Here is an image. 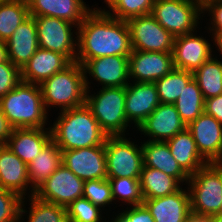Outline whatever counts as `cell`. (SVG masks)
Instances as JSON below:
<instances>
[{
  "mask_svg": "<svg viewBox=\"0 0 222 222\" xmlns=\"http://www.w3.org/2000/svg\"><path fill=\"white\" fill-rule=\"evenodd\" d=\"M82 66L85 74L86 89H92V85L96 84V82V86L99 87L100 85V88L125 87L130 82L129 56L109 55L94 58L86 60ZM92 81H95V83Z\"/></svg>",
  "mask_w": 222,
  "mask_h": 222,
  "instance_id": "obj_12",
  "label": "cell"
},
{
  "mask_svg": "<svg viewBox=\"0 0 222 222\" xmlns=\"http://www.w3.org/2000/svg\"><path fill=\"white\" fill-rule=\"evenodd\" d=\"M14 1H17V0H0V3H4V2H14Z\"/></svg>",
  "mask_w": 222,
  "mask_h": 222,
  "instance_id": "obj_50",
  "label": "cell"
},
{
  "mask_svg": "<svg viewBox=\"0 0 222 222\" xmlns=\"http://www.w3.org/2000/svg\"><path fill=\"white\" fill-rule=\"evenodd\" d=\"M120 0H104L102 3L106 4L105 7H97L92 5L91 7L93 11L100 12V13H108Z\"/></svg>",
  "mask_w": 222,
  "mask_h": 222,
  "instance_id": "obj_45",
  "label": "cell"
},
{
  "mask_svg": "<svg viewBox=\"0 0 222 222\" xmlns=\"http://www.w3.org/2000/svg\"><path fill=\"white\" fill-rule=\"evenodd\" d=\"M191 212L207 217L222 213V163H208L187 182Z\"/></svg>",
  "mask_w": 222,
  "mask_h": 222,
  "instance_id": "obj_6",
  "label": "cell"
},
{
  "mask_svg": "<svg viewBox=\"0 0 222 222\" xmlns=\"http://www.w3.org/2000/svg\"><path fill=\"white\" fill-rule=\"evenodd\" d=\"M83 197L90 200L94 205L99 206L110 215L114 207L111 185L108 179H94L84 181ZM109 210V211H108Z\"/></svg>",
  "mask_w": 222,
  "mask_h": 222,
  "instance_id": "obj_35",
  "label": "cell"
},
{
  "mask_svg": "<svg viewBox=\"0 0 222 222\" xmlns=\"http://www.w3.org/2000/svg\"><path fill=\"white\" fill-rule=\"evenodd\" d=\"M160 104L154 82H129L126 86L125 114L133 133Z\"/></svg>",
  "mask_w": 222,
  "mask_h": 222,
  "instance_id": "obj_15",
  "label": "cell"
},
{
  "mask_svg": "<svg viewBox=\"0 0 222 222\" xmlns=\"http://www.w3.org/2000/svg\"><path fill=\"white\" fill-rule=\"evenodd\" d=\"M39 48L65 55L76 62L78 26L60 18L34 17Z\"/></svg>",
  "mask_w": 222,
  "mask_h": 222,
  "instance_id": "obj_9",
  "label": "cell"
},
{
  "mask_svg": "<svg viewBox=\"0 0 222 222\" xmlns=\"http://www.w3.org/2000/svg\"><path fill=\"white\" fill-rule=\"evenodd\" d=\"M57 113L50 130L61 151L104 145L107 135L86 104Z\"/></svg>",
  "mask_w": 222,
  "mask_h": 222,
  "instance_id": "obj_2",
  "label": "cell"
},
{
  "mask_svg": "<svg viewBox=\"0 0 222 222\" xmlns=\"http://www.w3.org/2000/svg\"><path fill=\"white\" fill-rule=\"evenodd\" d=\"M186 127L174 104L160 103L135 134H141L145 140L165 142Z\"/></svg>",
  "mask_w": 222,
  "mask_h": 222,
  "instance_id": "obj_16",
  "label": "cell"
},
{
  "mask_svg": "<svg viewBox=\"0 0 222 222\" xmlns=\"http://www.w3.org/2000/svg\"><path fill=\"white\" fill-rule=\"evenodd\" d=\"M202 27L201 25L198 31L196 30L193 33L175 37L172 54L176 69L193 73L214 55L213 35L206 28H204L203 33H200L201 30H204ZM205 32L208 33L209 37L211 35V40L208 39Z\"/></svg>",
  "mask_w": 222,
  "mask_h": 222,
  "instance_id": "obj_10",
  "label": "cell"
},
{
  "mask_svg": "<svg viewBox=\"0 0 222 222\" xmlns=\"http://www.w3.org/2000/svg\"><path fill=\"white\" fill-rule=\"evenodd\" d=\"M0 108L13 129L50 128L52 113L45 109L38 84L20 81L0 98Z\"/></svg>",
  "mask_w": 222,
  "mask_h": 222,
  "instance_id": "obj_3",
  "label": "cell"
},
{
  "mask_svg": "<svg viewBox=\"0 0 222 222\" xmlns=\"http://www.w3.org/2000/svg\"><path fill=\"white\" fill-rule=\"evenodd\" d=\"M125 208V209H124ZM122 209V210H121ZM117 210L128 222H155L144 204L127 206Z\"/></svg>",
  "mask_w": 222,
  "mask_h": 222,
  "instance_id": "obj_41",
  "label": "cell"
},
{
  "mask_svg": "<svg viewBox=\"0 0 222 222\" xmlns=\"http://www.w3.org/2000/svg\"><path fill=\"white\" fill-rule=\"evenodd\" d=\"M86 90L85 104L107 136H126L131 132L125 114V87L94 88ZM128 129V130H127ZM130 131V132H129Z\"/></svg>",
  "mask_w": 222,
  "mask_h": 222,
  "instance_id": "obj_5",
  "label": "cell"
},
{
  "mask_svg": "<svg viewBox=\"0 0 222 222\" xmlns=\"http://www.w3.org/2000/svg\"><path fill=\"white\" fill-rule=\"evenodd\" d=\"M66 211L68 222H102L108 217L107 212L84 197L71 202Z\"/></svg>",
  "mask_w": 222,
  "mask_h": 222,
  "instance_id": "obj_36",
  "label": "cell"
},
{
  "mask_svg": "<svg viewBox=\"0 0 222 222\" xmlns=\"http://www.w3.org/2000/svg\"><path fill=\"white\" fill-rule=\"evenodd\" d=\"M132 44L127 21L91 11L78 26L76 62L112 56H129Z\"/></svg>",
  "mask_w": 222,
  "mask_h": 222,
  "instance_id": "obj_1",
  "label": "cell"
},
{
  "mask_svg": "<svg viewBox=\"0 0 222 222\" xmlns=\"http://www.w3.org/2000/svg\"><path fill=\"white\" fill-rule=\"evenodd\" d=\"M205 99L197 82L192 79L180 93L174 106L182 121L188 126L204 112Z\"/></svg>",
  "mask_w": 222,
  "mask_h": 222,
  "instance_id": "obj_31",
  "label": "cell"
},
{
  "mask_svg": "<svg viewBox=\"0 0 222 222\" xmlns=\"http://www.w3.org/2000/svg\"><path fill=\"white\" fill-rule=\"evenodd\" d=\"M30 16L60 18L79 26L92 11L84 0H27Z\"/></svg>",
  "mask_w": 222,
  "mask_h": 222,
  "instance_id": "obj_21",
  "label": "cell"
},
{
  "mask_svg": "<svg viewBox=\"0 0 222 222\" xmlns=\"http://www.w3.org/2000/svg\"><path fill=\"white\" fill-rule=\"evenodd\" d=\"M0 187L17 193L21 198L33 196L28 166L6 145H0Z\"/></svg>",
  "mask_w": 222,
  "mask_h": 222,
  "instance_id": "obj_19",
  "label": "cell"
},
{
  "mask_svg": "<svg viewBox=\"0 0 222 222\" xmlns=\"http://www.w3.org/2000/svg\"><path fill=\"white\" fill-rule=\"evenodd\" d=\"M12 127L0 108V145H5L12 132Z\"/></svg>",
  "mask_w": 222,
  "mask_h": 222,
  "instance_id": "obj_43",
  "label": "cell"
},
{
  "mask_svg": "<svg viewBox=\"0 0 222 222\" xmlns=\"http://www.w3.org/2000/svg\"><path fill=\"white\" fill-rule=\"evenodd\" d=\"M84 181L61 165L47 180L35 189L37 199L67 207L71 202L83 197Z\"/></svg>",
  "mask_w": 222,
  "mask_h": 222,
  "instance_id": "obj_13",
  "label": "cell"
},
{
  "mask_svg": "<svg viewBox=\"0 0 222 222\" xmlns=\"http://www.w3.org/2000/svg\"><path fill=\"white\" fill-rule=\"evenodd\" d=\"M18 222H68L66 207L41 201L35 196L25 197L20 204Z\"/></svg>",
  "mask_w": 222,
  "mask_h": 222,
  "instance_id": "obj_28",
  "label": "cell"
},
{
  "mask_svg": "<svg viewBox=\"0 0 222 222\" xmlns=\"http://www.w3.org/2000/svg\"><path fill=\"white\" fill-rule=\"evenodd\" d=\"M116 212L112 215H108L109 217H112L111 219L114 222H128L118 211Z\"/></svg>",
  "mask_w": 222,
  "mask_h": 222,
  "instance_id": "obj_48",
  "label": "cell"
},
{
  "mask_svg": "<svg viewBox=\"0 0 222 222\" xmlns=\"http://www.w3.org/2000/svg\"><path fill=\"white\" fill-rule=\"evenodd\" d=\"M128 67L131 82H155L175 68L172 53L156 51H132Z\"/></svg>",
  "mask_w": 222,
  "mask_h": 222,
  "instance_id": "obj_17",
  "label": "cell"
},
{
  "mask_svg": "<svg viewBox=\"0 0 222 222\" xmlns=\"http://www.w3.org/2000/svg\"><path fill=\"white\" fill-rule=\"evenodd\" d=\"M51 140L50 128H14L5 145L28 166Z\"/></svg>",
  "mask_w": 222,
  "mask_h": 222,
  "instance_id": "obj_22",
  "label": "cell"
},
{
  "mask_svg": "<svg viewBox=\"0 0 222 222\" xmlns=\"http://www.w3.org/2000/svg\"><path fill=\"white\" fill-rule=\"evenodd\" d=\"M108 219V220H107ZM110 219V220H109ZM107 220V221H106ZM102 222H114L110 217L105 218Z\"/></svg>",
  "mask_w": 222,
  "mask_h": 222,
  "instance_id": "obj_51",
  "label": "cell"
},
{
  "mask_svg": "<svg viewBox=\"0 0 222 222\" xmlns=\"http://www.w3.org/2000/svg\"><path fill=\"white\" fill-rule=\"evenodd\" d=\"M72 62L63 54L38 48L21 69V81L40 85Z\"/></svg>",
  "mask_w": 222,
  "mask_h": 222,
  "instance_id": "obj_23",
  "label": "cell"
},
{
  "mask_svg": "<svg viewBox=\"0 0 222 222\" xmlns=\"http://www.w3.org/2000/svg\"><path fill=\"white\" fill-rule=\"evenodd\" d=\"M131 136H107L104 143L107 178H140L144 165L142 148L139 139Z\"/></svg>",
  "mask_w": 222,
  "mask_h": 222,
  "instance_id": "obj_8",
  "label": "cell"
},
{
  "mask_svg": "<svg viewBox=\"0 0 222 222\" xmlns=\"http://www.w3.org/2000/svg\"><path fill=\"white\" fill-rule=\"evenodd\" d=\"M165 142L174 159L189 176L208 164L198 152L196 142L187 127Z\"/></svg>",
  "mask_w": 222,
  "mask_h": 222,
  "instance_id": "obj_26",
  "label": "cell"
},
{
  "mask_svg": "<svg viewBox=\"0 0 222 222\" xmlns=\"http://www.w3.org/2000/svg\"><path fill=\"white\" fill-rule=\"evenodd\" d=\"M151 15L174 37L193 33L203 24L202 0H155Z\"/></svg>",
  "mask_w": 222,
  "mask_h": 222,
  "instance_id": "obj_7",
  "label": "cell"
},
{
  "mask_svg": "<svg viewBox=\"0 0 222 222\" xmlns=\"http://www.w3.org/2000/svg\"><path fill=\"white\" fill-rule=\"evenodd\" d=\"M29 17L27 0L0 3V40L7 42L19 25Z\"/></svg>",
  "mask_w": 222,
  "mask_h": 222,
  "instance_id": "obj_32",
  "label": "cell"
},
{
  "mask_svg": "<svg viewBox=\"0 0 222 222\" xmlns=\"http://www.w3.org/2000/svg\"><path fill=\"white\" fill-rule=\"evenodd\" d=\"M21 81V70L10 60L0 63V98L14 89Z\"/></svg>",
  "mask_w": 222,
  "mask_h": 222,
  "instance_id": "obj_40",
  "label": "cell"
},
{
  "mask_svg": "<svg viewBox=\"0 0 222 222\" xmlns=\"http://www.w3.org/2000/svg\"><path fill=\"white\" fill-rule=\"evenodd\" d=\"M187 128L192 133L200 155L208 163H222V124L203 112Z\"/></svg>",
  "mask_w": 222,
  "mask_h": 222,
  "instance_id": "obj_18",
  "label": "cell"
},
{
  "mask_svg": "<svg viewBox=\"0 0 222 222\" xmlns=\"http://www.w3.org/2000/svg\"><path fill=\"white\" fill-rule=\"evenodd\" d=\"M133 51L173 52L175 37L151 15H142L127 21Z\"/></svg>",
  "mask_w": 222,
  "mask_h": 222,
  "instance_id": "obj_11",
  "label": "cell"
},
{
  "mask_svg": "<svg viewBox=\"0 0 222 222\" xmlns=\"http://www.w3.org/2000/svg\"><path fill=\"white\" fill-rule=\"evenodd\" d=\"M204 112L222 124V94L205 99Z\"/></svg>",
  "mask_w": 222,
  "mask_h": 222,
  "instance_id": "obj_42",
  "label": "cell"
},
{
  "mask_svg": "<svg viewBox=\"0 0 222 222\" xmlns=\"http://www.w3.org/2000/svg\"><path fill=\"white\" fill-rule=\"evenodd\" d=\"M139 180L143 199L164 197L175 193L182 187L174 177L144 165Z\"/></svg>",
  "mask_w": 222,
  "mask_h": 222,
  "instance_id": "obj_29",
  "label": "cell"
},
{
  "mask_svg": "<svg viewBox=\"0 0 222 222\" xmlns=\"http://www.w3.org/2000/svg\"><path fill=\"white\" fill-rule=\"evenodd\" d=\"M202 16L204 23L208 21L204 27L210 33H222V0H203Z\"/></svg>",
  "mask_w": 222,
  "mask_h": 222,
  "instance_id": "obj_39",
  "label": "cell"
},
{
  "mask_svg": "<svg viewBox=\"0 0 222 222\" xmlns=\"http://www.w3.org/2000/svg\"><path fill=\"white\" fill-rule=\"evenodd\" d=\"M8 60L7 44L0 40V63Z\"/></svg>",
  "mask_w": 222,
  "mask_h": 222,
  "instance_id": "obj_47",
  "label": "cell"
},
{
  "mask_svg": "<svg viewBox=\"0 0 222 222\" xmlns=\"http://www.w3.org/2000/svg\"><path fill=\"white\" fill-rule=\"evenodd\" d=\"M21 201L17 193L0 187V222H18Z\"/></svg>",
  "mask_w": 222,
  "mask_h": 222,
  "instance_id": "obj_38",
  "label": "cell"
},
{
  "mask_svg": "<svg viewBox=\"0 0 222 222\" xmlns=\"http://www.w3.org/2000/svg\"><path fill=\"white\" fill-rule=\"evenodd\" d=\"M155 0H120L108 14L116 19L128 21L131 18L151 14Z\"/></svg>",
  "mask_w": 222,
  "mask_h": 222,
  "instance_id": "obj_37",
  "label": "cell"
},
{
  "mask_svg": "<svg viewBox=\"0 0 222 222\" xmlns=\"http://www.w3.org/2000/svg\"><path fill=\"white\" fill-rule=\"evenodd\" d=\"M141 143L143 164L174 177L182 186L187 185L190 176L174 159L166 142L143 140Z\"/></svg>",
  "mask_w": 222,
  "mask_h": 222,
  "instance_id": "obj_25",
  "label": "cell"
},
{
  "mask_svg": "<svg viewBox=\"0 0 222 222\" xmlns=\"http://www.w3.org/2000/svg\"><path fill=\"white\" fill-rule=\"evenodd\" d=\"M193 79V73L174 68L155 81L160 103L174 104L185 86Z\"/></svg>",
  "mask_w": 222,
  "mask_h": 222,
  "instance_id": "obj_33",
  "label": "cell"
},
{
  "mask_svg": "<svg viewBox=\"0 0 222 222\" xmlns=\"http://www.w3.org/2000/svg\"><path fill=\"white\" fill-rule=\"evenodd\" d=\"M213 35L214 56H218L222 60V33H211ZM218 51V52H217ZM217 53V54H216ZM219 54V55H218ZM220 56V57H219Z\"/></svg>",
  "mask_w": 222,
  "mask_h": 222,
  "instance_id": "obj_44",
  "label": "cell"
},
{
  "mask_svg": "<svg viewBox=\"0 0 222 222\" xmlns=\"http://www.w3.org/2000/svg\"><path fill=\"white\" fill-rule=\"evenodd\" d=\"M185 222H210L209 217L191 212Z\"/></svg>",
  "mask_w": 222,
  "mask_h": 222,
  "instance_id": "obj_46",
  "label": "cell"
},
{
  "mask_svg": "<svg viewBox=\"0 0 222 222\" xmlns=\"http://www.w3.org/2000/svg\"><path fill=\"white\" fill-rule=\"evenodd\" d=\"M62 162L83 181L107 179L104 145L62 151Z\"/></svg>",
  "mask_w": 222,
  "mask_h": 222,
  "instance_id": "obj_14",
  "label": "cell"
},
{
  "mask_svg": "<svg viewBox=\"0 0 222 222\" xmlns=\"http://www.w3.org/2000/svg\"><path fill=\"white\" fill-rule=\"evenodd\" d=\"M155 222H185L191 213L190 194L187 186L164 197L144 199Z\"/></svg>",
  "mask_w": 222,
  "mask_h": 222,
  "instance_id": "obj_20",
  "label": "cell"
},
{
  "mask_svg": "<svg viewBox=\"0 0 222 222\" xmlns=\"http://www.w3.org/2000/svg\"><path fill=\"white\" fill-rule=\"evenodd\" d=\"M111 185L114 205L117 207L143 204L139 178H107ZM117 203V205H116ZM119 203V204H118ZM123 204V205H122Z\"/></svg>",
  "mask_w": 222,
  "mask_h": 222,
  "instance_id": "obj_34",
  "label": "cell"
},
{
  "mask_svg": "<svg viewBox=\"0 0 222 222\" xmlns=\"http://www.w3.org/2000/svg\"><path fill=\"white\" fill-rule=\"evenodd\" d=\"M210 222H222V213H219L217 215L209 216Z\"/></svg>",
  "mask_w": 222,
  "mask_h": 222,
  "instance_id": "obj_49",
  "label": "cell"
},
{
  "mask_svg": "<svg viewBox=\"0 0 222 222\" xmlns=\"http://www.w3.org/2000/svg\"><path fill=\"white\" fill-rule=\"evenodd\" d=\"M62 151L51 140L28 165V178L30 186L35 190L47 180L61 165Z\"/></svg>",
  "mask_w": 222,
  "mask_h": 222,
  "instance_id": "obj_27",
  "label": "cell"
},
{
  "mask_svg": "<svg viewBox=\"0 0 222 222\" xmlns=\"http://www.w3.org/2000/svg\"><path fill=\"white\" fill-rule=\"evenodd\" d=\"M6 44L8 59L21 70L39 48L34 17L20 24Z\"/></svg>",
  "mask_w": 222,
  "mask_h": 222,
  "instance_id": "obj_24",
  "label": "cell"
},
{
  "mask_svg": "<svg viewBox=\"0 0 222 222\" xmlns=\"http://www.w3.org/2000/svg\"><path fill=\"white\" fill-rule=\"evenodd\" d=\"M42 99L49 113L80 107L85 104L86 85L84 69L78 62H72L64 70L55 73L40 85ZM59 108V109H58Z\"/></svg>",
  "mask_w": 222,
  "mask_h": 222,
  "instance_id": "obj_4",
  "label": "cell"
},
{
  "mask_svg": "<svg viewBox=\"0 0 222 222\" xmlns=\"http://www.w3.org/2000/svg\"><path fill=\"white\" fill-rule=\"evenodd\" d=\"M204 99L222 94V61L212 56L193 72Z\"/></svg>",
  "mask_w": 222,
  "mask_h": 222,
  "instance_id": "obj_30",
  "label": "cell"
}]
</instances>
